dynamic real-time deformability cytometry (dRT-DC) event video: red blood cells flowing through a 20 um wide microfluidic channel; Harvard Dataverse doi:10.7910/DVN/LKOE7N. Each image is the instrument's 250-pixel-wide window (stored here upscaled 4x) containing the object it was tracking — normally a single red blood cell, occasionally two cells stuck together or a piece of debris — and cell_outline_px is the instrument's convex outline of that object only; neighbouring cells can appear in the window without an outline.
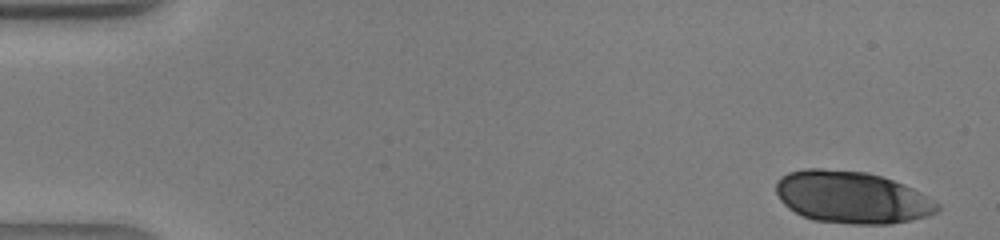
{"species": "human", "species_latin": "Homo sapiens", "temperature_condition": "warm", "stored_images_in_passage": 40, "camera_frame_rate_fps": 3000, "um_per_image_px": 0.085, "donor": {"sex": "male"}, "frame": {"image": 1, "passage_image": 1, "time_ms": 0.0, "image_size_px": [1000, 240], "cell_outline_px": [[940, 208], [936, 212], [928, 216], [888, 224], [852, 224], [816, 220], [804, 216], [788, 208], [780, 200], [776, 192], [776, 180], [780, 176], [788, 172], [804, 168], [820, 168], [864, 172], [880, 176], [904, 184], [920, 192], [940, 204]], "centroid_in_image_um": [72.38, 16.76], "position_along_channel_um": 12.6, "area_um2": 48.9}}
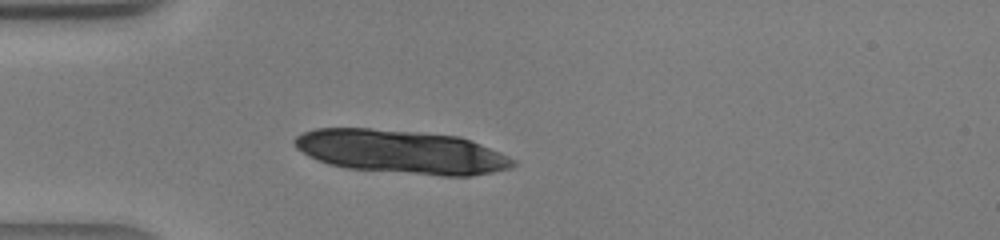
{"frame": {"image": 2, "passage_image": 11, "time_ms": 3.333, "image_size_px": [1000, 240], "cell_outline_px": [[516, 164], [512, 168], [472, 176], [440, 176], [348, 168], [328, 164], [308, 156], [296, 148], [292, 144], [292, 140], [296, 136], [304, 132], [316, 128], [372, 128], [460, 136], [500, 152], [516, 160]], "centroid_in_image_um": [34.1, 12.91], "position_along_channel_um": 50.9, "area_um2": 55.66}}
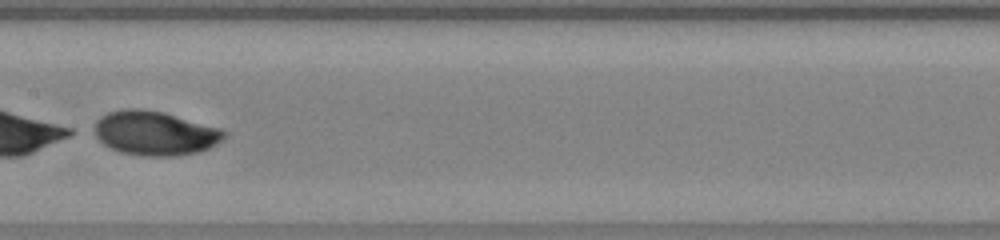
{"frame": {"image": 3, "passage_image": 21, "time_ms": 6.667, "image_size_px": [1000, 240], "cell_outline_px": [[228, 136], [224, 140], [200, 152], [172, 156], [148, 156], [120, 152], [104, 144], [96, 136], [96, 120], [100, 116], [108, 112], [124, 108], [140, 108], [164, 112], [220, 128], [228, 132]], "centroid_in_image_um": [13.21, 11.31], "position_along_channel_um": 194.2, "area_um2": 33.52}}